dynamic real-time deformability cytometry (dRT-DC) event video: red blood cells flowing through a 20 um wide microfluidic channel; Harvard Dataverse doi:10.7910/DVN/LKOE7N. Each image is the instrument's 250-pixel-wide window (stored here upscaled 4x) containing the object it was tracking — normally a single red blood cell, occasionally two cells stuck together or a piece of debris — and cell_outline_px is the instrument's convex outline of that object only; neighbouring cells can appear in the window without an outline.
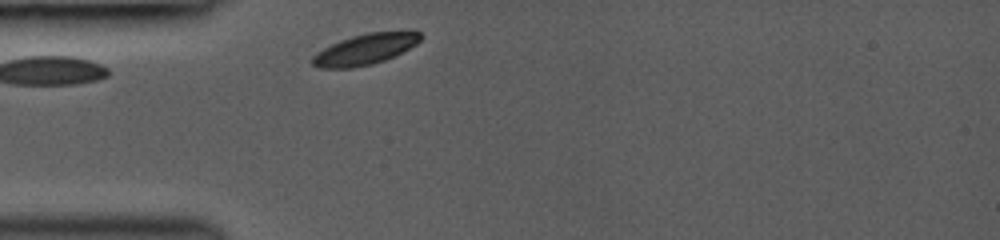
{"species": "common noctule bat (a hibernating species)", "species_latin": "Nyctalus noctula", "temperature_condition": "room temperature", "stored_images_in_passage": 10, "camera_frame_rate_fps": 3000, "um_per_image_px": 0.085, "animal": {"sex": "female", "body_mass_g": 19.0, "forearm_length_mm": 53.3}, "frame": {"image": 1, "passage_image": 1, "time_ms": 0.0, "image_size_px": [1000, 240], "cell_outline_px": [[424, 36], [416, 44], [384, 60], [372, 64], [352, 68], [320, 68], [312, 64], [312, 56], [316, 52], [340, 40], [352, 36], [368, 32], [412, 28], [420, 32]], "centroid_in_image_um": [31.11, 4.13], "position_along_channel_um": 53.9, "area_um2": 19.77}}
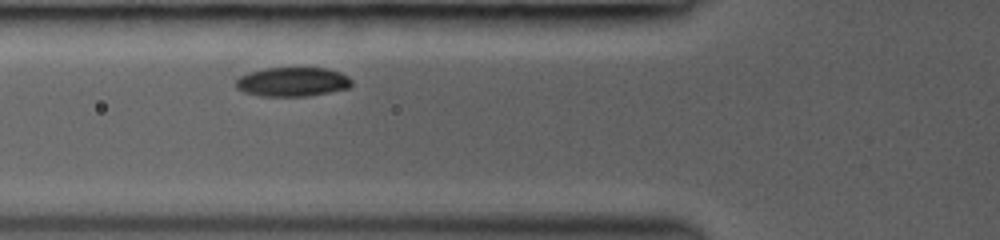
{"frame": {"image": 2, "passage_image": 6, "time_ms": 1.333, "image_size_px": [1000, 240], "cell_outline_px": [[352, 84], [348, 88], [308, 96], [260, 96], [244, 92], [236, 88], [236, 80], [240, 76], [248, 72], [268, 68], [328, 68], [340, 72], [348, 76], [352, 80]], "centroid_in_image_um": [24.86, 6.95], "position_along_channel_um": 100.9, "area_um2": 19.71}}
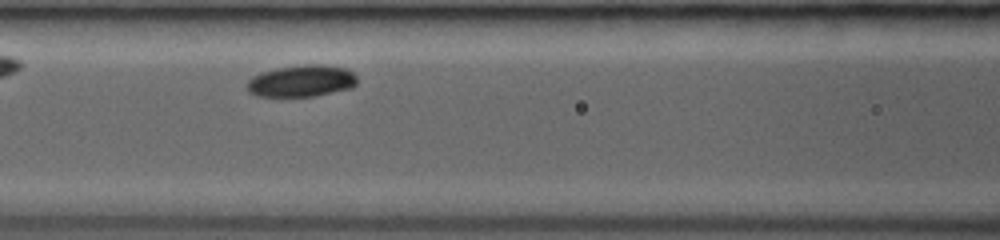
{"frame": {"image": 3, "passage_image": 10, "time_ms": 2.333, "image_size_px": [1000, 240], "cell_outline_px": [[356, 84], [352, 88], [316, 96], [256, 96], [248, 92], [244, 84], [252, 76], [260, 72], [276, 68], [304, 64], [324, 64], [344, 68], [352, 72], [356, 76]], "centroid_in_image_um": [25.58, 6.88], "position_along_channel_um": 141.0, "area_um2": 20.69}}